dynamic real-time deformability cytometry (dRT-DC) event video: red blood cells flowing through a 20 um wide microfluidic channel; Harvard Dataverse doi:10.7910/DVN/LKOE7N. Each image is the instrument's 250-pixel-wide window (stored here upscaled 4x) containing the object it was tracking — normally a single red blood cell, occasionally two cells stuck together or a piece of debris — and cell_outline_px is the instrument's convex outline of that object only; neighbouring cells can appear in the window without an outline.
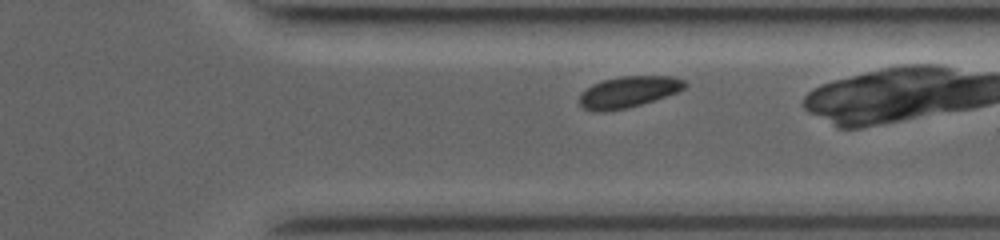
{"species": "common noctule bat (a hibernating species)", "species_latin": "Nyctalus noctula", "temperature_condition": "room temperature", "stored_images_in_passage": 24, "camera_frame_rate_fps": 3500, "um_per_image_px": 0.085, "animal": {"sex": "female", "body_mass_g": 19.0, "forearm_length_mm": 53.3}, "frame": {"image": 1, "passage_image": 21, "time_ms": 7.714, "image_size_px": [1000, 240], "cell_outline_px": [[688, 84], [684, 88], [676, 92], [628, 108], [604, 112], [592, 112], [584, 108], [580, 104], [580, 96], [592, 84], [604, 80], [620, 76], [672, 76], [684, 80]], "centroid_in_image_um": [53.4, 7.81], "position_along_channel_um": 358.0, "area_um2": 18.96}}